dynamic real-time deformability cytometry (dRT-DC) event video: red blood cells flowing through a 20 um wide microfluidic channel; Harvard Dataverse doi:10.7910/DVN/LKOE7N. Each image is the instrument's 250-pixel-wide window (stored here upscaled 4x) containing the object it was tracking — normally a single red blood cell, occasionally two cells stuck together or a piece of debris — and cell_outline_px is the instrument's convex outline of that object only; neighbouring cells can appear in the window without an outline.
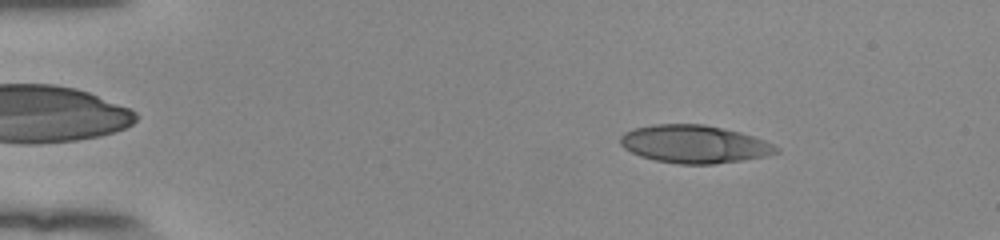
{"species": "human", "species_latin": "Homo sapiens", "temperature_condition": "room temperature", "stored_images_in_passage": 53, "camera_frame_rate_fps": 3000, "um_per_image_px": 0.085, "donor": {"sex": "female"}, "frame": {"image": 1, "passage_image": 8, "time_ms": 2.333, "image_size_px": [1000, 240], "cell_outline_px": [[780, 152], [764, 156], [744, 160], [712, 164], [680, 164], [656, 160], [640, 156], [624, 148], [620, 144], [620, 136], [624, 132], [636, 128], [652, 124], [704, 124], [740, 132], [764, 140], [780, 148]], "centroid_in_image_um": [59.01, 12.25], "position_along_channel_um": 26.0, "area_um2": 34.33}}
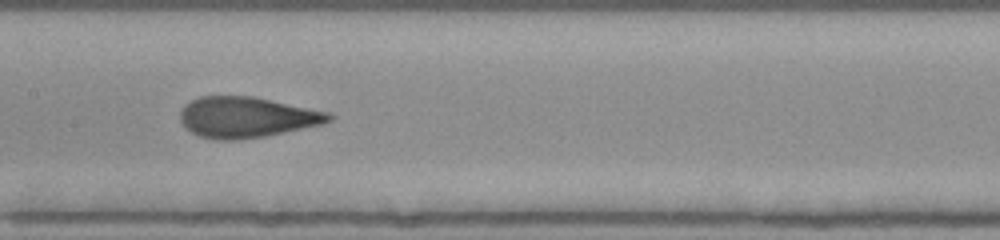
{"frame": {"image": 2, "passage_image": 27, "time_ms": 8.667, "image_size_px": [1000, 240], "cell_outline_px": [[336, 116], [332, 120], [324, 124], [264, 136], [236, 140], [216, 140], [200, 136], [192, 132], [180, 120], [180, 112], [184, 104], [200, 96], [252, 96], [328, 112]], "centroid_in_image_um": [20.97, 9.96], "position_along_channel_um": 186.4, "area_um2": 35.14}}
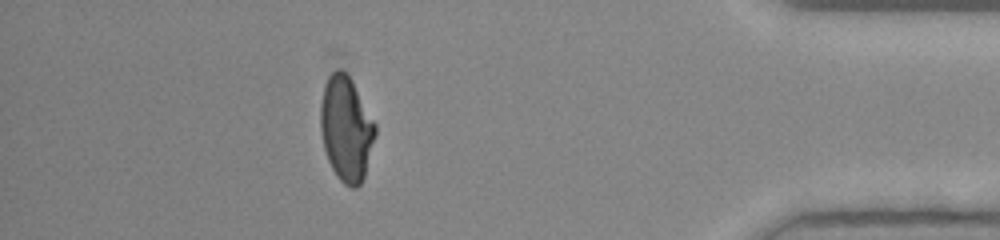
{"frame": {"image": 3, "passage_image": 47, "time_ms": 15.333, "image_size_px": [1000, 240], "cell_outline_px": [[376, 136], [364, 176], [360, 184], [356, 188], [352, 188], [344, 184], [336, 176], [328, 160], [324, 148], [320, 132], [320, 104], [324, 84], [328, 76], [336, 68], [340, 68], [348, 76], [376, 124]], "centroid_in_image_um": [29.41, 10.96], "position_along_channel_um": 405.8, "area_um2": 33.35}, "authors_computed_cell_mechanics": {"area_um2": 34.7378, "velocity_mm_per_s": 3.8923, "shape_relaxation_time_tau1_ms": 9.6164, "shape_relaxation_time_tau2_ms": 0.7889, "deformation_change_tau1": 0.2517, "deformation_change_tau2": 0.0783}}